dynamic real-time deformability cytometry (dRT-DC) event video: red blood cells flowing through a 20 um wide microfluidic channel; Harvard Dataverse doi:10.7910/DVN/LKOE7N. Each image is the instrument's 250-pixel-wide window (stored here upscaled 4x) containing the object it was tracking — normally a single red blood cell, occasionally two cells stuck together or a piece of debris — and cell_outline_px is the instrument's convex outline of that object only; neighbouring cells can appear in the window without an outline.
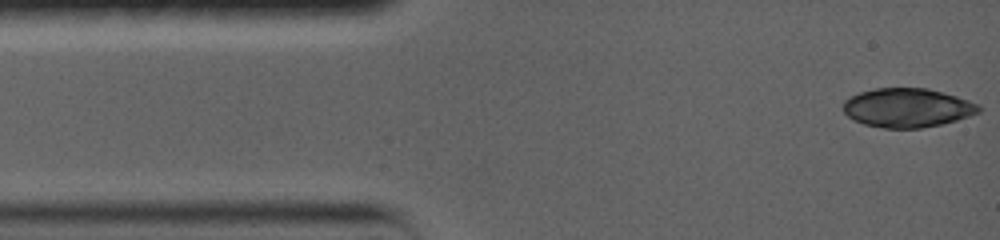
{"species": "common noctule bat (a hibernating species)", "species_latin": "Nyctalus noctula", "temperature_condition": "warm", "stored_images_in_passage": 10, "camera_frame_rate_fps": 5000, "um_per_image_px": 0.085, "animal": {"sex": "female", "body_mass_g": 19.0, "forearm_length_mm": 56.7}, "frame": {"image": 1, "passage_image": 1, "time_ms": 0.0, "image_size_px": [1000, 240], "cell_outline_px": [[980, 112], [956, 120], [940, 124], [920, 128], [884, 128], [864, 124], [848, 116], [844, 112], [844, 100], [860, 92], [876, 88], [928, 88], [956, 96], [968, 100], [976, 104], [980, 108]], "centroid_in_image_um": [77.11, 9.16], "position_along_channel_um": 7.9, "area_um2": 30.46}}